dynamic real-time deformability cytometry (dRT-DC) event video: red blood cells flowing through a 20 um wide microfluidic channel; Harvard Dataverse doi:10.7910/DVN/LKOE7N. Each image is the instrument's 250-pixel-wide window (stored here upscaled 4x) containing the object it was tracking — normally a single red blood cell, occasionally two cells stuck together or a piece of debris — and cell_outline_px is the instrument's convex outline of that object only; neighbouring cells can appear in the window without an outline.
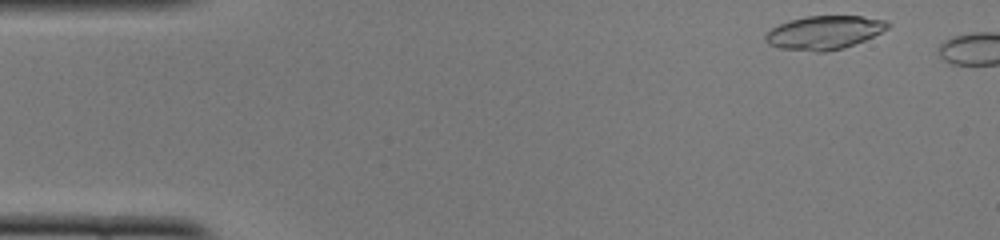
{"species": "common noctule bat (a hibernating species)", "species_latin": "Nyctalus noctula", "temperature_condition": "cold", "stored_images_in_passage": 4, "camera_frame_rate_fps": 3000, "um_per_image_px": 0.085, "animal": {"sex": "female", "body_mass_g": 22.0, "forearm_length_mm": 56.7}, "frame": {"image": 1, "passage_image": 2, "time_ms": 0.333, "image_size_px": [1000, 240], "cell_outline_px": [[892, 24], [888, 28], [864, 40], [844, 48], [824, 52], [816, 52], [780, 48], [768, 44], [764, 40], [764, 36], [772, 28], [788, 20], [808, 16], [860, 16], [884, 20]], "centroid_in_image_um": [70.03, 2.77], "position_along_channel_um": 15.0, "area_um2": 23.81}}